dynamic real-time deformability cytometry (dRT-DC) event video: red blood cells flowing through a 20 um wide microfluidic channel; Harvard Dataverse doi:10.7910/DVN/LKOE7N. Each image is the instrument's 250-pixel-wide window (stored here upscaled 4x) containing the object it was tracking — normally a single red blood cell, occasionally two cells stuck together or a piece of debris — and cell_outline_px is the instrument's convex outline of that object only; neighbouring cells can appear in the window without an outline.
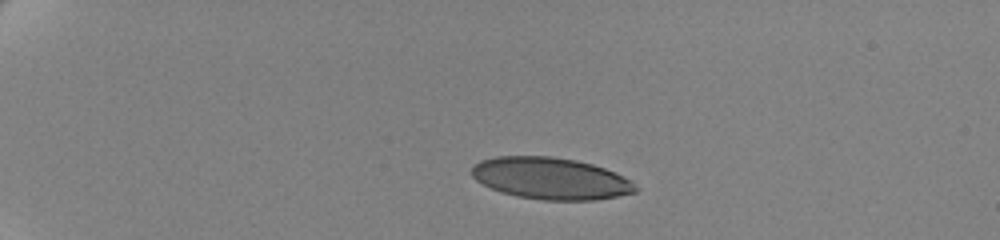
{"species": "human", "species_latin": "Homo sapiens", "temperature_condition": "cold", "stored_images_in_passage": 46, "camera_frame_rate_fps": 3000, "um_per_image_px": 0.085, "donor": {"sex": "female"}, "frame": {"image": 1, "passage_image": 1, "time_ms": 0.0, "image_size_px": [1000, 240], "cell_outline_px": [[640, 188], [636, 192], [596, 200], [544, 200], [516, 196], [500, 192], [476, 180], [472, 176], [472, 168], [480, 160], [496, 156], [552, 156], [576, 160], [592, 164], [616, 172], [632, 180]], "centroid_in_image_um": [46.85, 15.16], "position_along_channel_um": 38.2, "area_um2": 40.06}}
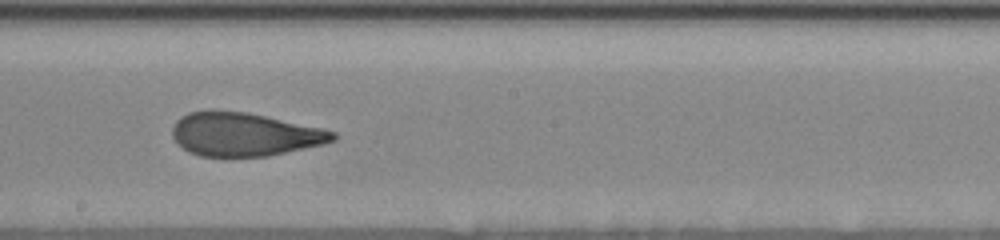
{"frame": {"image": 2, "passage_image": 24, "time_ms": 7.667, "image_size_px": [1000, 240], "cell_outline_px": [[336, 140], [324, 144], [268, 156], [200, 156], [188, 152], [172, 136], [172, 128], [176, 120], [188, 112], [248, 112], [324, 128], [336, 132]], "centroid_in_image_um": [20.82, 11.43], "position_along_channel_um": 227.4, "area_um2": 40.29}}
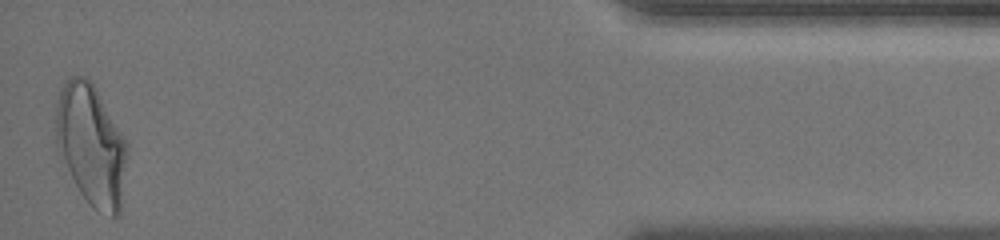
{"frame": {"image": 3, "passage_image": 46, "time_ms": 15.0, "image_size_px": [1000, 240], "cell_outline_px": [[128, 152], [120, 216], [112, 216], [96, 212], [92, 208], [80, 192], [56, 148], [56, 104], [60, 92], [64, 84], [72, 76], [84, 76], [96, 88], [124, 136], [128, 144]], "centroid_in_image_um": [7.78, 12.37], "position_along_channel_um": 427.4, "area_um2": 50.34}, "authors_computed_cell_mechanics": {"area_um2": 41.8761, "velocity_mm_per_s": 3.4982, "shape_relaxation_time_tau1_ms": 9.0594, "shape_relaxation_time_tau2_ms": 1.1123, "deformation_change_tau1": 0.2666, "deformation_change_tau2": 0.0966}}